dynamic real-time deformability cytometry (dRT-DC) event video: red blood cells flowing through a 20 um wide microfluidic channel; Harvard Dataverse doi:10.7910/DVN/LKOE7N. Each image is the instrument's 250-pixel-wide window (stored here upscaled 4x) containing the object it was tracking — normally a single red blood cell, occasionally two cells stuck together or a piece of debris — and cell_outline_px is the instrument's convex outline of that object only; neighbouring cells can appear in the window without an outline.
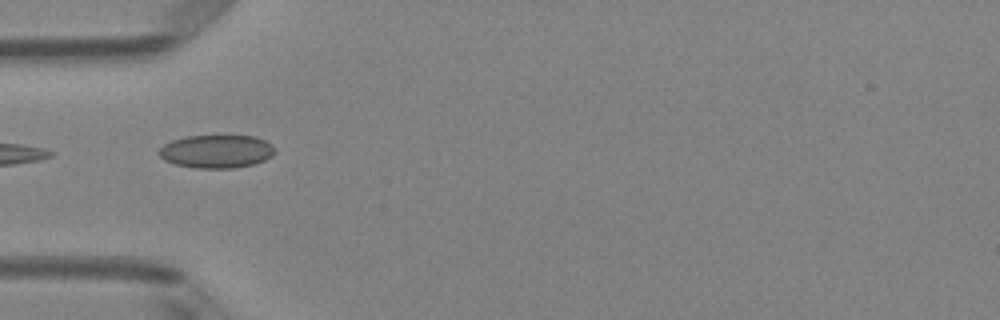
{"species": "Egyptian fruit bat (a non-hibernating species)", "species_latin": "Rousettus aegyptiacus", "temperature_condition": "room temperature", "stored_images_in_passage": 21, "camera_frame_rate_fps": 3000, "um_per_image_px": 0.085, "animal": {"sex": "female"}, "frame": {"image": 1, "passage_image": 1, "time_ms": 0.0, "image_size_px": [1000, 320], "cell_outline_px": [[276, 152], [272, 156], [264, 160], [252, 164], [232, 168], [196, 168], [176, 164], [164, 160], [156, 152], [164, 144], [172, 140], [184, 136], [256, 136], [272, 144], [276, 148]], "centroid_in_image_um": [18.4, 12.86], "position_along_channel_um": 66.6, "area_um2": 22.48}}